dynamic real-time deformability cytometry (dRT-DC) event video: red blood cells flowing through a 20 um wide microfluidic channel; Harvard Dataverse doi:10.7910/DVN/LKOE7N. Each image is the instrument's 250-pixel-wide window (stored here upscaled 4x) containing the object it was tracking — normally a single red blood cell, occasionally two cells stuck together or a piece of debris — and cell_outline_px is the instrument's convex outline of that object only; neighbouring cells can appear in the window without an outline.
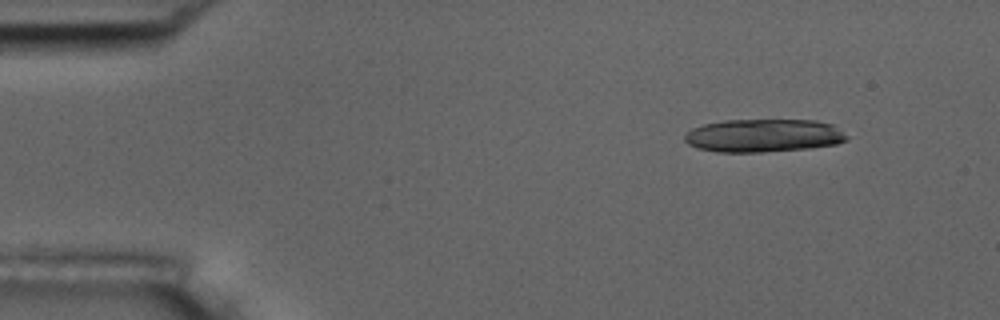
{"species": "common noctule bat (a hibernating species)", "species_latin": "Nyctalus noctula", "temperature_condition": "room temperature", "stored_images_in_passage": 3, "camera_frame_rate_fps": 3000, "um_per_image_px": 0.085, "animal": {"sex": "male", "body_mass_g": 17.5, "forearm_length_mm": 52.3}, "frame": {"image": 1, "passage_image": 1, "time_ms": 0.0, "image_size_px": [1000, 320], "cell_outline_px": [[848, 140], [836, 144], [812, 148], [760, 152], [716, 152], [696, 148], [688, 144], [684, 140], [684, 136], [692, 128], [704, 124], [724, 120], [816, 120], [832, 124], [848, 136]], "centroid_in_image_um": [64.9, 11.53], "position_along_channel_um": 20.1, "area_um2": 31.44}}